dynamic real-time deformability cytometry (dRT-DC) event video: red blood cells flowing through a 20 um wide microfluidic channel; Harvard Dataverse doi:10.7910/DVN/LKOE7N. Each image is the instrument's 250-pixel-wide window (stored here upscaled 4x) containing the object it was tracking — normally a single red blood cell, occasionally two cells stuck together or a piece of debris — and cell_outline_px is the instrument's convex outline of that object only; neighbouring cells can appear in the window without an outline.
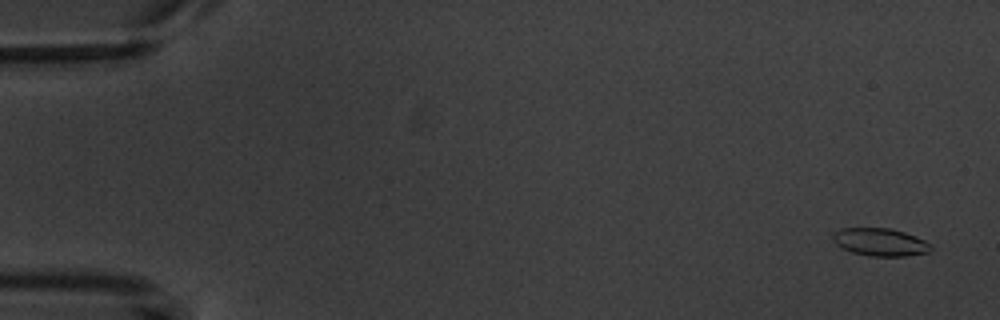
{"species": "common noctule bat (a hibernating species)", "species_latin": "Nyctalus noctula", "temperature_condition": "warm", "stored_images_in_passage": 3, "camera_frame_rate_fps": 3000, "um_per_image_px": 0.085, "animal": {"sex": "male", "body_mass_g": 20.1, "forearm_length_mm": 53.5}, "frame": {"image": 1, "passage_image": 1, "time_ms": 0.0, "image_size_px": [1000, 320], "cell_outline_px": [[932, 248], [928, 252], [904, 256], [868, 256], [852, 252], [840, 248], [832, 240], [832, 232], [840, 228], [892, 228], [904, 232], [924, 240]], "centroid_in_image_um": [74.73, 20.57], "position_along_channel_um": 10.3, "area_um2": 15.9}}